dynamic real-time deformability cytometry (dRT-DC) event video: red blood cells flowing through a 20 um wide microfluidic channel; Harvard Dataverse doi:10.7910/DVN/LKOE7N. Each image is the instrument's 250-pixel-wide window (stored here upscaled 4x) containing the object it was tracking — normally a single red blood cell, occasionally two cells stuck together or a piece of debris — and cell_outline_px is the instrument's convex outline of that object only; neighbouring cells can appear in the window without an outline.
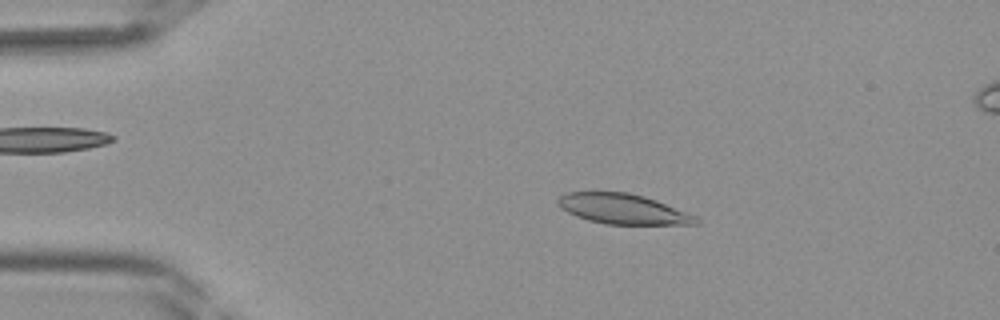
{"species": "Egyptian fruit bat (a non-hibernating species)", "species_latin": "Rousettus aegyptiacus", "temperature_condition": "room temperature", "stored_images_in_passage": 40, "camera_frame_rate_fps": 3000, "um_per_image_px": 0.085, "frame": {"image": 1, "passage_image": 7, "time_ms": 2.0, "image_size_px": [1000, 320], "cell_outline_px": [[700, 224], [604, 224], [588, 220], [576, 216], [568, 212], [556, 200], [560, 196], [568, 192], [628, 192], [644, 196], [656, 200], [696, 216], [700, 220]], "centroid_in_image_um": [52.97, 17.76], "position_along_channel_um": 32.0, "area_um2": 23.99}}
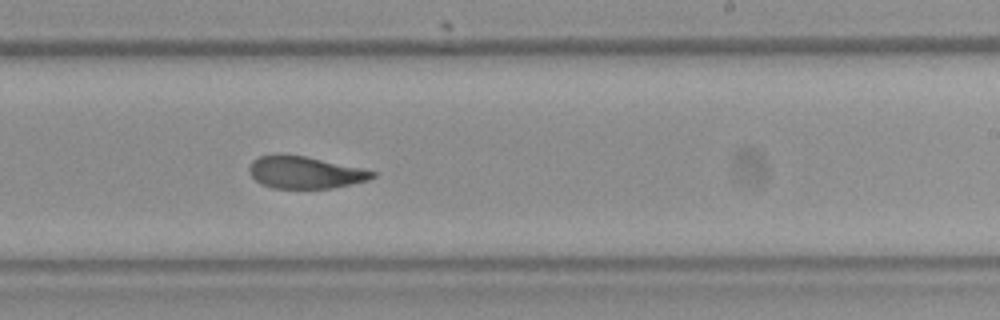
{"frame": {"image": 2, "passage_image": 24, "time_ms": 7.667, "image_size_px": [1000, 320], "cell_outline_px": [[376, 176], [368, 180], [332, 188], [272, 188], [260, 184], [248, 172], [248, 168], [252, 160], [260, 156], [276, 152], [280, 152], [304, 156], [364, 168], [376, 172]], "centroid_in_image_um": [25.88, 14.63], "position_along_channel_um": 263.1, "area_um2": 23.47}}
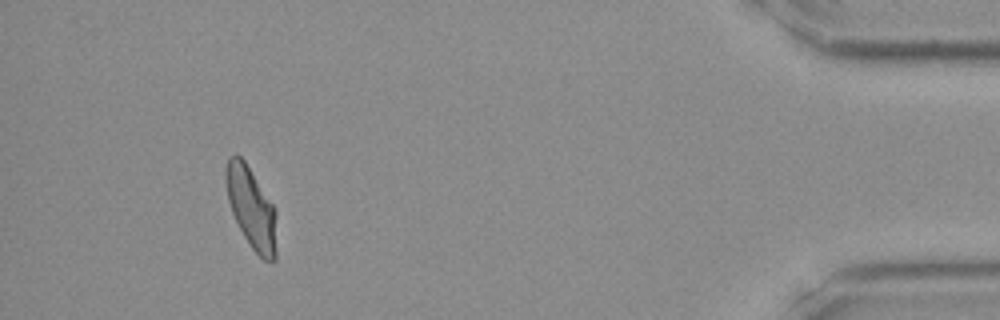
{"frame": {"image": 3, "passage_image": 37, "time_ms": 12.0, "image_size_px": [1000, 320], "cell_outline_px": [[276, 260], [272, 264], [264, 260], [252, 248], [244, 236], [232, 212], [228, 200], [224, 180], [224, 172], [228, 156], [236, 152], [244, 160], [276, 208]], "centroid_in_image_um": [21.36, 17.65], "position_along_channel_um": 413.8, "area_um2": 24.39}}